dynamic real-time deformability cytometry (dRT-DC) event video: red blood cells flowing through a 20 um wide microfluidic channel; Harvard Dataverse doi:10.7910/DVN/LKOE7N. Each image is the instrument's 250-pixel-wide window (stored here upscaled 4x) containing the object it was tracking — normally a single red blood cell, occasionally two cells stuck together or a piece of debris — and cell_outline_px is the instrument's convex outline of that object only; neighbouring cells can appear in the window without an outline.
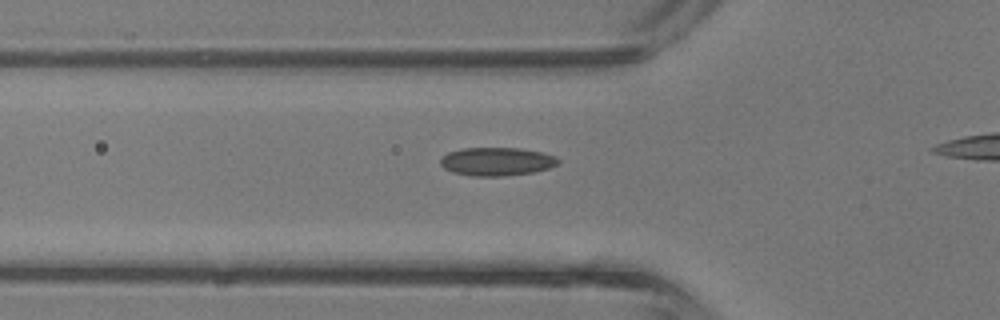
{"species": "common noctule bat (a hibernating species)", "species_latin": "Nyctalus noctula", "temperature_condition": "room temperature", "stored_images_in_passage": 29, "camera_frame_rate_fps": 3000, "um_per_image_px": 0.085, "animal": {"sex": "male", "body_mass_g": 13.3}, "frame": {"image": 1, "passage_image": 9, "time_ms": 2.667, "image_size_px": [1000, 320], "cell_outline_px": [[560, 164], [536, 172], [504, 176], [472, 176], [452, 172], [444, 168], [440, 164], [440, 160], [448, 152], [460, 148], [520, 148], [540, 152], [556, 156], [560, 160]], "centroid_in_image_um": [42.24, 13.73], "position_along_channel_um": 83.6, "area_um2": 19.59}}
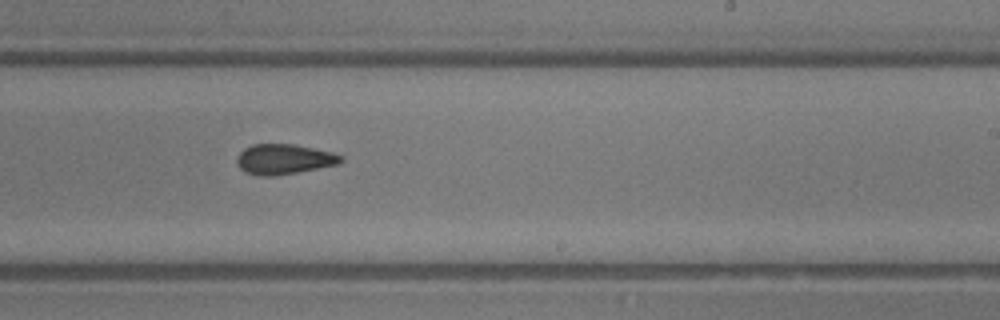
{"frame": {"image": 2, "passage_image": 20, "time_ms": 6.333, "image_size_px": [1000, 320], "cell_outline_px": [[344, 160], [336, 164], [296, 172], [272, 176], [260, 176], [244, 172], [236, 164], [236, 156], [244, 148], [252, 144], [292, 144], [332, 152], [344, 156]], "centroid_in_image_um": [24.08, 13.52], "position_along_channel_um": 264.9, "area_um2": 18.21}}
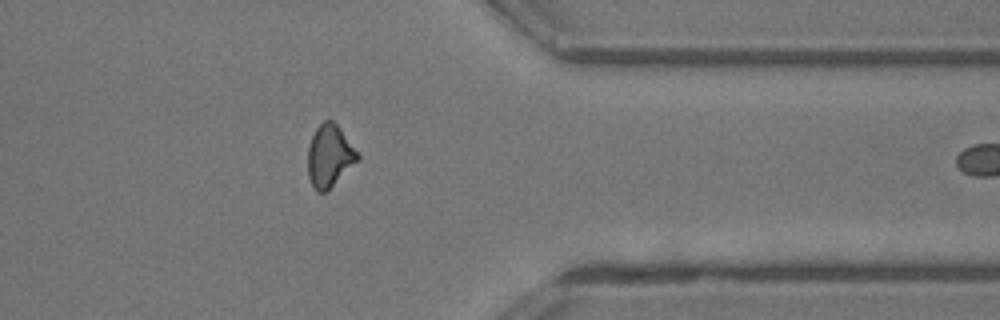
{"frame": {"image": 3, "passage_image": 28, "time_ms": 9.0, "image_size_px": [1000, 320], "cell_outline_px": [[360, 160], [324, 192], [316, 192], [308, 176], [308, 148], [312, 136], [316, 128], [324, 120], [332, 120], [336, 124], [360, 156]], "centroid_in_image_um": [28.0, 13.25], "position_along_channel_um": 383.4, "area_um2": 17.69}}